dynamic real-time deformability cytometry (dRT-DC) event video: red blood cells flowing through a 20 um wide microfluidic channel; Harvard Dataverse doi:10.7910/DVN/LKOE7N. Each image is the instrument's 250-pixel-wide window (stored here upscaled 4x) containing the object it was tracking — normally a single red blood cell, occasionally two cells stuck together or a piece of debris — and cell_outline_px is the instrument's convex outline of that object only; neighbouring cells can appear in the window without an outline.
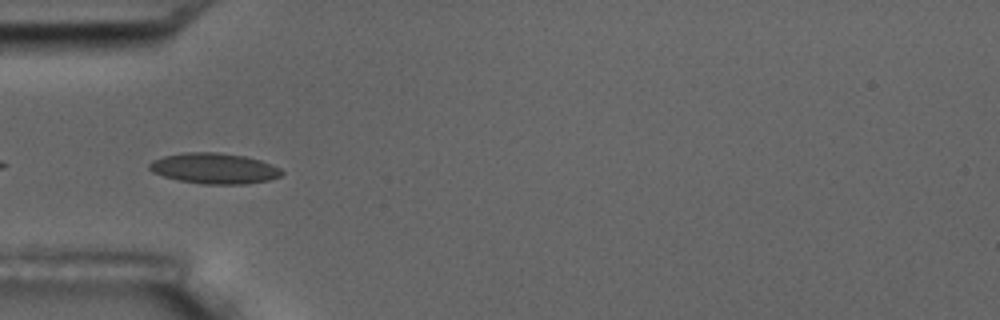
{"species": "common noctule bat (a hibernating species)", "species_latin": "Nyctalus noctula", "temperature_condition": "room temperature", "stored_images_in_passage": 16, "camera_frame_rate_fps": 3000, "um_per_image_px": 0.085, "animal": {"sex": "male", "body_mass_g": 17.5, "forearm_length_mm": 52.3}, "frame": {"image": 1, "passage_image": 5, "time_ms": 4.667, "image_size_px": [1000, 320], "cell_outline_px": [[284, 172], [280, 176], [268, 180], [244, 184], [204, 184], [180, 180], [164, 176], [152, 172], [148, 168], [148, 164], [152, 160], [164, 156], [184, 152], [216, 152], [244, 156], [260, 160], [280, 168]], "centroid_in_image_um": [18.19, 14.31], "position_along_channel_um": 66.8, "area_um2": 23.52}}
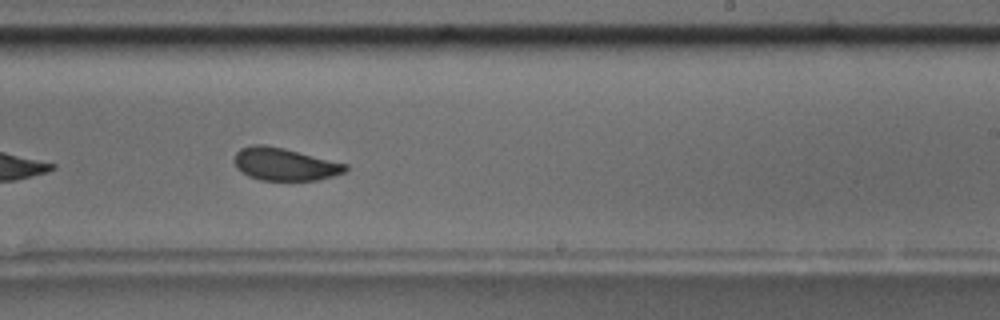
{"frame": {"image": 2, "passage_image": 10, "time_ms": 10.333, "image_size_px": [1000, 320], "cell_outline_px": [[348, 168], [344, 172], [332, 176], [316, 180], [260, 180], [248, 176], [236, 168], [232, 160], [236, 152], [240, 148], [252, 144], [264, 144], [284, 148], [348, 164]], "centroid_in_image_um": [24.14, 13.94], "position_along_channel_um": 264.9, "area_um2": 21.27}, "authors_computed_cell_mechanics": {"area_um2": 22.3975, "velocity_mm_per_s": 3.5105, "shape_relaxation_time_tau1_ms": 2.6679, "shape_relaxation_time_tau2_ms": null, "deformation_change_tau1": 0.0934, "deformation_change_tau2": null}}